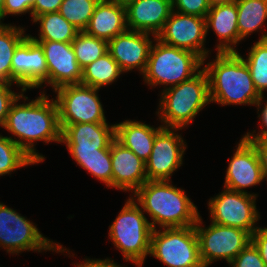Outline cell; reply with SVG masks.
I'll return each mask as SVG.
<instances>
[{"instance_id": "ba28073f", "label": "cell", "mask_w": 267, "mask_h": 267, "mask_svg": "<svg viewBox=\"0 0 267 267\" xmlns=\"http://www.w3.org/2000/svg\"><path fill=\"white\" fill-rule=\"evenodd\" d=\"M7 253L17 254L22 251L68 252L63 245L44 237L36 225L21 216L16 210L0 202V247ZM67 250V251H66Z\"/></svg>"}, {"instance_id": "f546056e", "label": "cell", "mask_w": 267, "mask_h": 267, "mask_svg": "<svg viewBox=\"0 0 267 267\" xmlns=\"http://www.w3.org/2000/svg\"><path fill=\"white\" fill-rule=\"evenodd\" d=\"M37 164L12 139L0 134V176L18 168Z\"/></svg>"}, {"instance_id": "8992f818", "label": "cell", "mask_w": 267, "mask_h": 267, "mask_svg": "<svg viewBox=\"0 0 267 267\" xmlns=\"http://www.w3.org/2000/svg\"><path fill=\"white\" fill-rule=\"evenodd\" d=\"M153 228L144 215L141 207L132 197L126 201L112 225L109 226V237L125 261H131L142 267L150 253Z\"/></svg>"}, {"instance_id": "ac0fdd59", "label": "cell", "mask_w": 267, "mask_h": 267, "mask_svg": "<svg viewBox=\"0 0 267 267\" xmlns=\"http://www.w3.org/2000/svg\"><path fill=\"white\" fill-rule=\"evenodd\" d=\"M150 33L131 31L119 34L108 42V52L118 63L122 72L138 69L143 75L153 41Z\"/></svg>"}, {"instance_id": "4316f807", "label": "cell", "mask_w": 267, "mask_h": 267, "mask_svg": "<svg viewBox=\"0 0 267 267\" xmlns=\"http://www.w3.org/2000/svg\"><path fill=\"white\" fill-rule=\"evenodd\" d=\"M23 27L0 23V82L11 83V62L17 46L28 36Z\"/></svg>"}, {"instance_id": "4dcf8cb0", "label": "cell", "mask_w": 267, "mask_h": 267, "mask_svg": "<svg viewBox=\"0 0 267 267\" xmlns=\"http://www.w3.org/2000/svg\"><path fill=\"white\" fill-rule=\"evenodd\" d=\"M77 165L93 177L112 187L111 148L99 149V155L72 156Z\"/></svg>"}, {"instance_id": "7bdbcfd3", "label": "cell", "mask_w": 267, "mask_h": 267, "mask_svg": "<svg viewBox=\"0 0 267 267\" xmlns=\"http://www.w3.org/2000/svg\"><path fill=\"white\" fill-rule=\"evenodd\" d=\"M36 0H23V2H26V13L30 12L32 15V8Z\"/></svg>"}, {"instance_id": "1f68e13d", "label": "cell", "mask_w": 267, "mask_h": 267, "mask_svg": "<svg viewBox=\"0 0 267 267\" xmlns=\"http://www.w3.org/2000/svg\"><path fill=\"white\" fill-rule=\"evenodd\" d=\"M100 0H63L58 12L80 32L84 31Z\"/></svg>"}, {"instance_id": "3957f363", "label": "cell", "mask_w": 267, "mask_h": 267, "mask_svg": "<svg viewBox=\"0 0 267 267\" xmlns=\"http://www.w3.org/2000/svg\"><path fill=\"white\" fill-rule=\"evenodd\" d=\"M170 182L146 181L132 198L149 214L153 229L156 224L161 228L194 226L200 216L197 207L183 189Z\"/></svg>"}, {"instance_id": "e0dca14e", "label": "cell", "mask_w": 267, "mask_h": 267, "mask_svg": "<svg viewBox=\"0 0 267 267\" xmlns=\"http://www.w3.org/2000/svg\"><path fill=\"white\" fill-rule=\"evenodd\" d=\"M228 164L224 182L226 189L248 193L243 189L256 186L265 179L256 150L244 137L240 139Z\"/></svg>"}, {"instance_id": "b9f144b4", "label": "cell", "mask_w": 267, "mask_h": 267, "mask_svg": "<svg viewBox=\"0 0 267 267\" xmlns=\"http://www.w3.org/2000/svg\"><path fill=\"white\" fill-rule=\"evenodd\" d=\"M210 6H215V5H222V4H229L234 2L235 0H208Z\"/></svg>"}, {"instance_id": "d590c367", "label": "cell", "mask_w": 267, "mask_h": 267, "mask_svg": "<svg viewBox=\"0 0 267 267\" xmlns=\"http://www.w3.org/2000/svg\"><path fill=\"white\" fill-rule=\"evenodd\" d=\"M256 150L263 175L267 181V137L264 138H245Z\"/></svg>"}, {"instance_id": "f35d334b", "label": "cell", "mask_w": 267, "mask_h": 267, "mask_svg": "<svg viewBox=\"0 0 267 267\" xmlns=\"http://www.w3.org/2000/svg\"><path fill=\"white\" fill-rule=\"evenodd\" d=\"M26 14V2L23 0H5V4L2 10V20L6 15H22Z\"/></svg>"}, {"instance_id": "8fae6325", "label": "cell", "mask_w": 267, "mask_h": 267, "mask_svg": "<svg viewBox=\"0 0 267 267\" xmlns=\"http://www.w3.org/2000/svg\"><path fill=\"white\" fill-rule=\"evenodd\" d=\"M256 194L242 193L224 188L209 199L211 222L236 227L247 231L250 235L258 228L256 222L260 215L256 208Z\"/></svg>"}, {"instance_id": "4fadbf2b", "label": "cell", "mask_w": 267, "mask_h": 267, "mask_svg": "<svg viewBox=\"0 0 267 267\" xmlns=\"http://www.w3.org/2000/svg\"><path fill=\"white\" fill-rule=\"evenodd\" d=\"M178 130L163 127L156 134L152 152L145 162L147 181L171 180L174 171L183 164L187 145L181 134L175 133Z\"/></svg>"}, {"instance_id": "d6a6232c", "label": "cell", "mask_w": 267, "mask_h": 267, "mask_svg": "<svg viewBox=\"0 0 267 267\" xmlns=\"http://www.w3.org/2000/svg\"><path fill=\"white\" fill-rule=\"evenodd\" d=\"M232 267H266L258 249L250 242L230 263Z\"/></svg>"}, {"instance_id": "f1b7e54d", "label": "cell", "mask_w": 267, "mask_h": 267, "mask_svg": "<svg viewBox=\"0 0 267 267\" xmlns=\"http://www.w3.org/2000/svg\"><path fill=\"white\" fill-rule=\"evenodd\" d=\"M71 43L82 69L108 52L107 41L90 36L84 31L79 32Z\"/></svg>"}, {"instance_id": "7a4b0ae2", "label": "cell", "mask_w": 267, "mask_h": 267, "mask_svg": "<svg viewBox=\"0 0 267 267\" xmlns=\"http://www.w3.org/2000/svg\"><path fill=\"white\" fill-rule=\"evenodd\" d=\"M209 80L210 102L224 105H255L259 112L264 95L256 90L249 68L239 52H217L203 67Z\"/></svg>"}, {"instance_id": "9c48e42d", "label": "cell", "mask_w": 267, "mask_h": 267, "mask_svg": "<svg viewBox=\"0 0 267 267\" xmlns=\"http://www.w3.org/2000/svg\"><path fill=\"white\" fill-rule=\"evenodd\" d=\"M194 227L199 242V256L204 267L221 259L229 264L251 242V235L240 228L213 222L204 228L201 216Z\"/></svg>"}, {"instance_id": "f6af8a7d", "label": "cell", "mask_w": 267, "mask_h": 267, "mask_svg": "<svg viewBox=\"0 0 267 267\" xmlns=\"http://www.w3.org/2000/svg\"><path fill=\"white\" fill-rule=\"evenodd\" d=\"M103 1H108V2H118V3H123V4H125V3H127L128 1H130V0H103Z\"/></svg>"}, {"instance_id": "ee69618b", "label": "cell", "mask_w": 267, "mask_h": 267, "mask_svg": "<svg viewBox=\"0 0 267 267\" xmlns=\"http://www.w3.org/2000/svg\"><path fill=\"white\" fill-rule=\"evenodd\" d=\"M4 4H5V0H0V23H2L1 22V20H2V10H3Z\"/></svg>"}, {"instance_id": "d4e9b609", "label": "cell", "mask_w": 267, "mask_h": 267, "mask_svg": "<svg viewBox=\"0 0 267 267\" xmlns=\"http://www.w3.org/2000/svg\"><path fill=\"white\" fill-rule=\"evenodd\" d=\"M33 22L40 25L38 38L29 35L33 40L72 42L80 32L58 11L37 16Z\"/></svg>"}, {"instance_id": "52a82bcc", "label": "cell", "mask_w": 267, "mask_h": 267, "mask_svg": "<svg viewBox=\"0 0 267 267\" xmlns=\"http://www.w3.org/2000/svg\"><path fill=\"white\" fill-rule=\"evenodd\" d=\"M149 255L168 267H204L194 226L153 229Z\"/></svg>"}, {"instance_id": "ffe728a7", "label": "cell", "mask_w": 267, "mask_h": 267, "mask_svg": "<svg viewBox=\"0 0 267 267\" xmlns=\"http://www.w3.org/2000/svg\"><path fill=\"white\" fill-rule=\"evenodd\" d=\"M112 188L136 192L146 181V164L116 139L111 143Z\"/></svg>"}, {"instance_id": "83f0119b", "label": "cell", "mask_w": 267, "mask_h": 267, "mask_svg": "<svg viewBox=\"0 0 267 267\" xmlns=\"http://www.w3.org/2000/svg\"><path fill=\"white\" fill-rule=\"evenodd\" d=\"M243 60L249 68L256 90L263 96V91H267V32L262 33Z\"/></svg>"}, {"instance_id": "5bb4252c", "label": "cell", "mask_w": 267, "mask_h": 267, "mask_svg": "<svg viewBox=\"0 0 267 267\" xmlns=\"http://www.w3.org/2000/svg\"><path fill=\"white\" fill-rule=\"evenodd\" d=\"M48 67L41 45L29 35L17 46L11 62V84L27 89L43 88Z\"/></svg>"}, {"instance_id": "e575fe53", "label": "cell", "mask_w": 267, "mask_h": 267, "mask_svg": "<svg viewBox=\"0 0 267 267\" xmlns=\"http://www.w3.org/2000/svg\"><path fill=\"white\" fill-rule=\"evenodd\" d=\"M12 84L8 82H0V126L6 120L7 114L13 102L21 95L11 90Z\"/></svg>"}, {"instance_id": "60d3db41", "label": "cell", "mask_w": 267, "mask_h": 267, "mask_svg": "<svg viewBox=\"0 0 267 267\" xmlns=\"http://www.w3.org/2000/svg\"><path fill=\"white\" fill-rule=\"evenodd\" d=\"M261 114V116H260ZM258 113V117L259 119L261 118V128L262 130H260V133L258 132L257 134H253L254 132L250 133L247 132V134H245V136L243 135L244 138H264L267 137V101L266 104L263 106L262 112Z\"/></svg>"}, {"instance_id": "5b68a950", "label": "cell", "mask_w": 267, "mask_h": 267, "mask_svg": "<svg viewBox=\"0 0 267 267\" xmlns=\"http://www.w3.org/2000/svg\"><path fill=\"white\" fill-rule=\"evenodd\" d=\"M144 81L151 87L165 85L171 87L191 79L200 71L203 60L195 53L165 44L153 38ZM197 71V72H196Z\"/></svg>"}, {"instance_id": "d6986e66", "label": "cell", "mask_w": 267, "mask_h": 267, "mask_svg": "<svg viewBox=\"0 0 267 267\" xmlns=\"http://www.w3.org/2000/svg\"><path fill=\"white\" fill-rule=\"evenodd\" d=\"M125 5L127 28L156 37L170 17L172 0H130Z\"/></svg>"}, {"instance_id": "836d02e7", "label": "cell", "mask_w": 267, "mask_h": 267, "mask_svg": "<svg viewBox=\"0 0 267 267\" xmlns=\"http://www.w3.org/2000/svg\"><path fill=\"white\" fill-rule=\"evenodd\" d=\"M172 7L176 12L204 18L211 8L208 0H172Z\"/></svg>"}, {"instance_id": "484cf974", "label": "cell", "mask_w": 267, "mask_h": 267, "mask_svg": "<svg viewBox=\"0 0 267 267\" xmlns=\"http://www.w3.org/2000/svg\"><path fill=\"white\" fill-rule=\"evenodd\" d=\"M122 73L118 63L107 52L82 70L81 84L101 89V87L115 82Z\"/></svg>"}, {"instance_id": "7402d4cb", "label": "cell", "mask_w": 267, "mask_h": 267, "mask_svg": "<svg viewBox=\"0 0 267 267\" xmlns=\"http://www.w3.org/2000/svg\"><path fill=\"white\" fill-rule=\"evenodd\" d=\"M236 2L215 5L210 8L206 16V32L210 28L218 36L219 44L217 52H237L235 49L239 43V31L237 25Z\"/></svg>"}, {"instance_id": "8d00e7d4", "label": "cell", "mask_w": 267, "mask_h": 267, "mask_svg": "<svg viewBox=\"0 0 267 267\" xmlns=\"http://www.w3.org/2000/svg\"><path fill=\"white\" fill-rule=\"evenodd\" d=\"M251 242L258 249L261 258L267 267V227H258L251 234Z\"/></svg>"}, {"instance_id": "603a6c76", "label": "cell", "mask_w": 267, "mask_h": 267, "mask_svg": "<svg viewBox=\"0 0 267 267\" xmlns=\"http://www.w3.org/2000/svg\"><path fill=\"white\" fill-rule=\"evenodd\" d=\"M163 128H157L136 120H125L115 124V139L137 157L146 162L152 152L156 134Z\"/></svg>"}, {"instance_id": "44dd1931", "label": "cell", "mask_w": 267, "mask_h": 267, "mask_svg": "<svg viewBox=\"0 0 267 267\" xmlns=\"http://www.w3.org/2000/svg\"><path fill=\"white\" fill-rule=\"evenodd\" d=\"M127 30L125 5L100 0L84 32L109 42Z\"/></svg>"}, {"instance_id": "6da1fadb", "label": "cell", "mask_w": 267, "mask_h": 267, "mask_svg": "<svg viewBox=\"0 0 267 267\" xmlns=\"http://www.w3.org/2000/svg\"><path fill=\"white\" fill-rule=\"evenodd\" d=\"M21 89V95L13 102L7 114L3 128L10 132L12 139L37 164L45 157L36 152L34 142L44 141L61 143V126L59 123L58 106L55 99L48 98L41 92L35 100H28ZM24 98L23 104L17 102Z\"/></svg>"}, {"instance_id": "cb8c5ba5", "label": "cell", "mask_w": 267, "mask_h": 267, "mask_svg": "<svg viewBox=\"0 0 267 267\" xmlns=\"http://www.w3.org/2000/svg\"><path fill=\"white\" fill-rule=\"evenodd\" d=\"M239 42L262 28L267 19V0H235Z\"/></svg>"}, {"instance_id": "7c38bea8", "label": "cell", "mask_w": 267, "mask_h": 267, "mask_svg": "<svg viewBox=\"0 0 267 267\" xmlns=\"http://www.w3.org/2000/svg\"><path fill=\"white\" fill-rule=\"evenodd\" d=\"M206 18L172 11L156 38L161 42L189 50L203 60L208 57L206 42Z\"/></svg>"}, {"instance_id": "30bf717a", "label": "cell", "mask_w": 267, "mask_h": 267, "mask_svg": "<svg viewBox=\"0 0 267 267\" xmlns=\"http://www.w3.org/2000/svg\"><path fill=\"white\" fill-rule=\"evenodd\" d=\"M98 91L82 84L65 85L55 90L61 130L75 123H108Z\"/></svg>"}, {"instance_id": "9a60e30c", "label": "cell", "mask_w": 267, "mask_h": 267, "mask_svg": "<svg viewBox=\"0 0 267 267\" xmlns=\"http://www.w3.org/2000/svg\"><path fill=\"white\" fill-rule=\"evenodd\" d=\"M115 140V124L75 123L61 131V143L71 156L99 155V149L111 148Z\"/></svg>"}, {"instance_id": "2e32d148", "label": "cell", "mask_w": 267, "mask_h": 267, "mask_svg": "<svg viewBox=\"0 0 267 267\" xmlns=\"http://www.w3.org/2000/svg\"><path fill=\"white\" fill-rule=\"evenodd\" d=\"M43 48L48 67V79L43 83L56 89L73 84H81L82 68L76 60L71 42L34 40Z\"/></svg>"}, {"instance_id": "74e56055", "label": "cell", "mask_w": 267, "mask_h": 267, "mask_svg": "<svg viewBox=\"0 0 267 267\" xmlns=\"http://www.w3.org/2000/svg\"><path fill=\"white\" fill-rule=\"evenodd\" d=\"M63 0H36L32 8V20L45 13L57 12Z\"/></svg>"}, {"instance_id": "ab89813d", "label": "cell", "mask_w": 267, "mask_h": 267, "mask_svg": "<svg viewBox=\"0 0 267 267\" xmlns=\"http://www.w3.org/2000/svg\"><path fill=\"white\" fill-rule=\"evenodd\" d=\"M77 267H123L117 265L114 260H110L109 258L101 260V259H86L84 262L76 264Z\"/></svg>"}, {"instance_id": "277c9868", "label": "cell", "mask_w": 267, "mask_h": 267, "mask_svg": "<svg viewBox=\"0 0 267 267\" xmlns=\"http://www.w3.org/2000/svg\"><path fill=\"white\" fill-rule=\"evenodd\" d=\"M158 114L165 128L183 129L210 102L209 80L204 69L191 79L167 87L160 95ZM160 114V115H159Z\"/></svg>"}]
</instances>
